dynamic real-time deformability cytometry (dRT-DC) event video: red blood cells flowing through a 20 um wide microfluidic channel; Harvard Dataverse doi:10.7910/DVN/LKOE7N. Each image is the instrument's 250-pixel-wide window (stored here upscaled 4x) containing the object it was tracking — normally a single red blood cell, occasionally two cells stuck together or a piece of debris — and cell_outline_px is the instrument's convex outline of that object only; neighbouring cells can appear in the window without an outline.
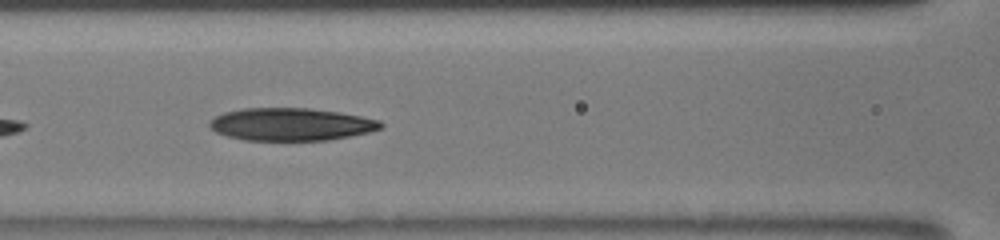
{"species": "human", "species_latin": "Homo sapiens", "temperature_condition": "room temperature", "stored_images_in_passage": 33, "segment_of_instrument_passage": [2, 2], "camera_frame_rate_fps": 3000, "um_per_image_px": 0.085, "donor": {"sex": "male"}, "frame": {"image": 1, "passage_image": 17, "time_ms": 8.333, "image_size_px": [1000, 240], "cell_outline_px": [[384, 124], [380, 128], [368, 132], [328, 140], [244, 140], [228, 136], [216, 132], [208, 124], [216, 116], [224, 112], [244, 108], [308, 108], [340, 112], [380, 120]], "centroid_in_image_um": [24.74, 10.56], "position_along_channel_um": 141.9, "area_um2": 32.31}}
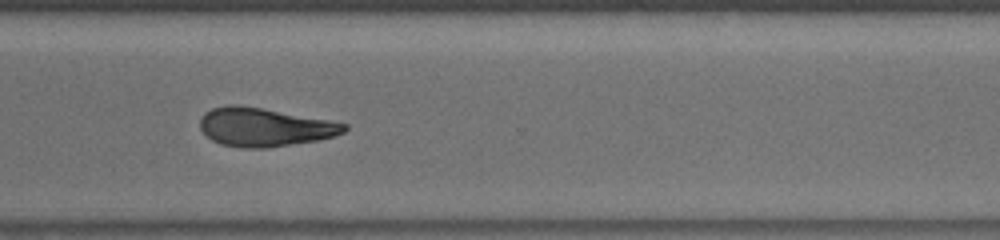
{"frame": {"image": 2, "passage_image": 27, "time_ms": 13.333, "image_size_px": [1000, 240], "cell_outline_px": [[348, 128], [344, 132], [336, 136], [316, 140], [264, 148], [244, 148], [220, 144], [212, 140], [200, 128], [200, 116], [204, 112], [212, 108], [228, 104], [232, 104], [260, 108], [328, 120], [348, 124]], "centroid_in_image_um": [22.45, 10.8], "position_along_channel_um": 348.2, "area_um2": 32.08}}
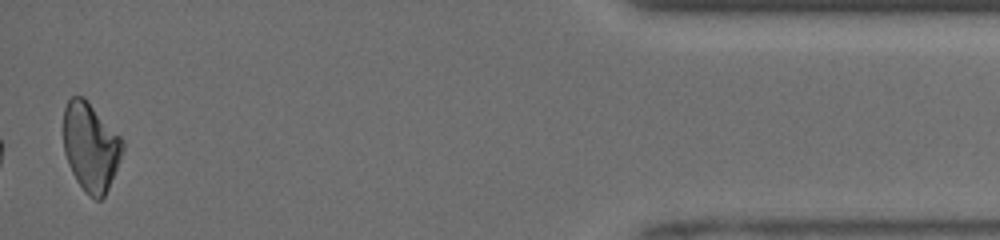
{"frame": {"image": 3, "passage_image": 33, "time_ms": 16.667, "image_size_px": [1000, 240], "cell_outline_px": [[124, 148], [108, 188], [104, 196], [100, 200], [96, 200], [88, 196], [84, 192], [76, 180], [68, 164], [64, 152], [64, 108], [68, 100], [72, 96], [84, 96], [88, 100], [124, 140]], "centroid_in_image_um": [7.7, 12.47], "position_along_channel_um": 427.5, "area_um2": 30.58}}